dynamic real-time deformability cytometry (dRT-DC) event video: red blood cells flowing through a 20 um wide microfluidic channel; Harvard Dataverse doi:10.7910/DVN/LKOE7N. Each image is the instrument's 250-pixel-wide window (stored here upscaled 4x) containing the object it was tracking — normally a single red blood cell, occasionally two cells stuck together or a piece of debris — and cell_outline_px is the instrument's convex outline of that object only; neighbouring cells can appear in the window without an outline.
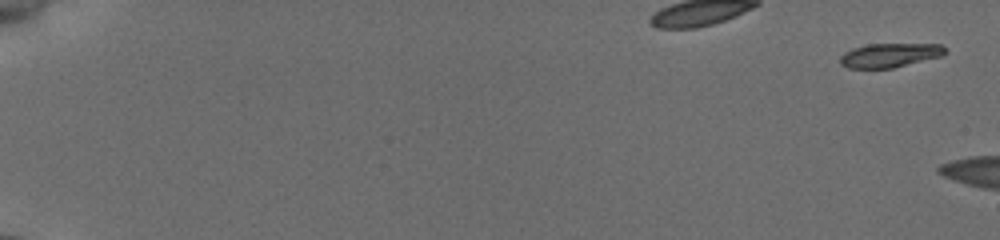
{"species": "common noctule bat (a hibernating species)", "species_latin": "Nyctalus noctula", "temperature_condition": "cold", "stored_images_in_passage": 3, "camera_frame_rate_fps": 3000, "um_per_image_px": 0.085, "animal": {"sex": "female", "body_mass_g": 19.5, "forearm_length_mm": 54.1}, "frame": {"image": 1, "passage_image": 1, "time_ms": 0.0, "image_size_px": [1000, 240], "cell_outline_px": [[948, 52], [940, 56], [892, 68], [848, 68], [840, 64], [840, 56], [844, 52], [852, 48], [868, 44], [940, 44], [948, 48]], "centroid_in_image_um": [75.62, 4.68], "position_along_channel_um": 9.4, "area_um2": 14.74}}